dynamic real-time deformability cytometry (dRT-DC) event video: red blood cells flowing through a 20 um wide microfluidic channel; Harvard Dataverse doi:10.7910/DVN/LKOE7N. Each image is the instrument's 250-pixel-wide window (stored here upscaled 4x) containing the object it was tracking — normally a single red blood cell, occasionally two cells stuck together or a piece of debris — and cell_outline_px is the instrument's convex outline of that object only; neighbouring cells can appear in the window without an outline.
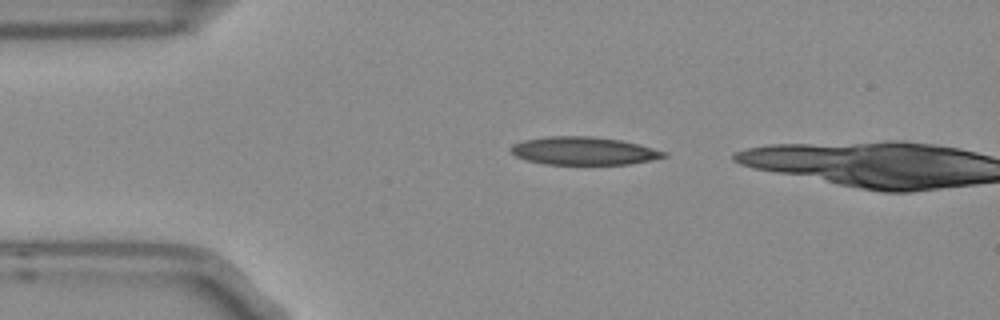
{"species": "Egyptian fruit bat (a non-hibernating species)", "species_latin": "Rousettus aegyptiacus", "temperature_condition": "room temperature", "stored_images_in_passage": 2, "camera_frame_rate_fps": 3000, "um_per_image_px": 0.085, "frame": {"image": 1, "passage_image": 1, "time_ms": 0.0, "image_size_px": [1000, 320], "cell_outline_px": [[668, 156], [652, 160], [628, 164], [544, 164], [528, 160], [516, 156], [508, 148], [512, 144], [524, 140], [548, 136], [592, 136], [620, 140], [668, 152]], "centroid_in_image_um": [49.6, 12.82], "position_along_channel_um": 35.4, "area_um2": 24.85}}